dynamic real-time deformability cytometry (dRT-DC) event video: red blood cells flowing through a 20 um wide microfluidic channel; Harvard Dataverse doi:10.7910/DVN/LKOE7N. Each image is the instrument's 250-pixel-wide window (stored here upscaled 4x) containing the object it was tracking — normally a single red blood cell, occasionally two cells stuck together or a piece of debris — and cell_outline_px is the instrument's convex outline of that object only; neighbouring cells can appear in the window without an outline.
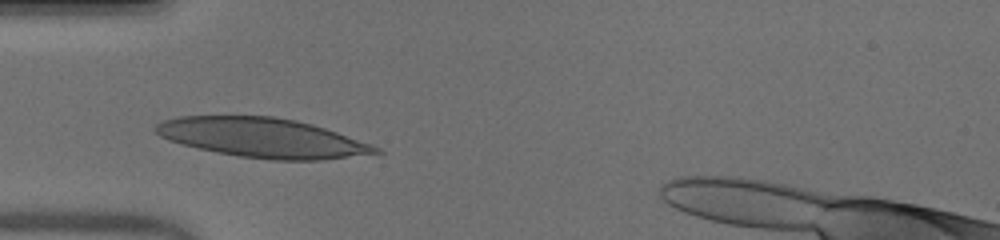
{"species": "human", "species_latin": "Homo sapiens", "temperature_condition": "warm", "stored_images_in_passage": 34, "camera_frame_rate_fps": 3000, "um_per_image_px": 0.085, "donor": {"sex": "male"}, "frame": {"image": 1, "passage_image": 1, "time_ms": 0.0, "image_size_px": [1000, 240], "cell_outline_px": [[384, 152], [320, 160], [272, 160], [240, 156], [216, 152], [168, 140], [160, 136], [152, 128], [156, 124], [164, 120], [180, 116], [272, 116], [296, 120], [312, 124], [372, 144], [380, 148]], "centroid_in_image_um": [22.3, 11.71], "position_along_channel_um": 62.7, "area_um2": 50.23}}
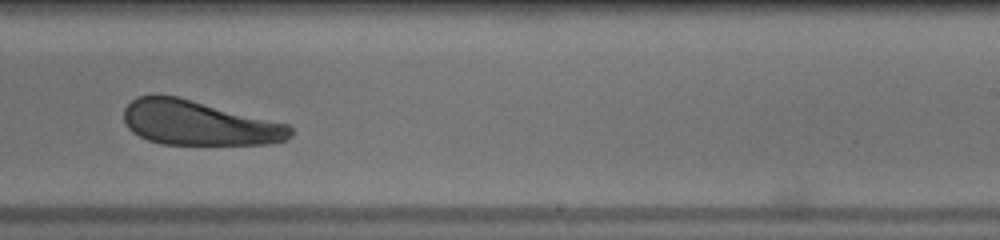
{"frame": {"image": 2, "passage_image": 17, "time_ms": 5.333, "image_size_px": [1000, 240], "cell_outline_px": [[292, 136], [284, 140], [268, 144], [164, 144], [148, 140], [132, 132], [128, 128], [124, 120], [124, 108], [132, 100], [140, 96], [156, 92], [176, 96], [288, 124], [292, 128]], "centroid_in_image_um": [16.85, 10.44], "position_along_channel_um": 272.2, "area_um2": 43.29}}
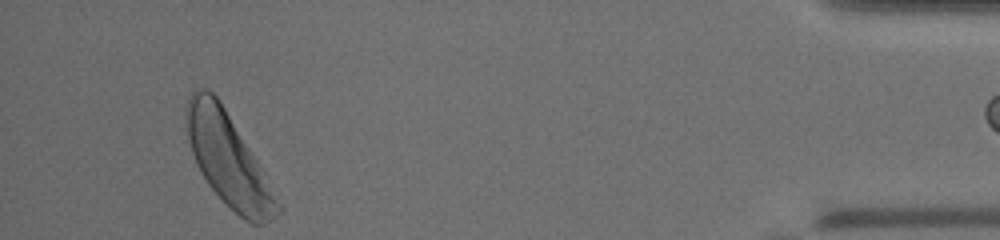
{"frame": {"image": 3, "passage_image": 33, "time_ms": 10.667, "image_size_px": [1000, 240], "cell_outline_px": [[284, 208], [276, 216], [264, 224], [252, 224], [244, 220], [208, 184], [200, 172], [196, 164], [188, 140], [184, 116], [184, 108], [188, 96], [196, 88], [204, 88], [212, 92], [220, 100]], "centroid_in_image_um": [19.36, 13.55], "position_along_channel_um": 415.8, "area_um2": 48.44}}